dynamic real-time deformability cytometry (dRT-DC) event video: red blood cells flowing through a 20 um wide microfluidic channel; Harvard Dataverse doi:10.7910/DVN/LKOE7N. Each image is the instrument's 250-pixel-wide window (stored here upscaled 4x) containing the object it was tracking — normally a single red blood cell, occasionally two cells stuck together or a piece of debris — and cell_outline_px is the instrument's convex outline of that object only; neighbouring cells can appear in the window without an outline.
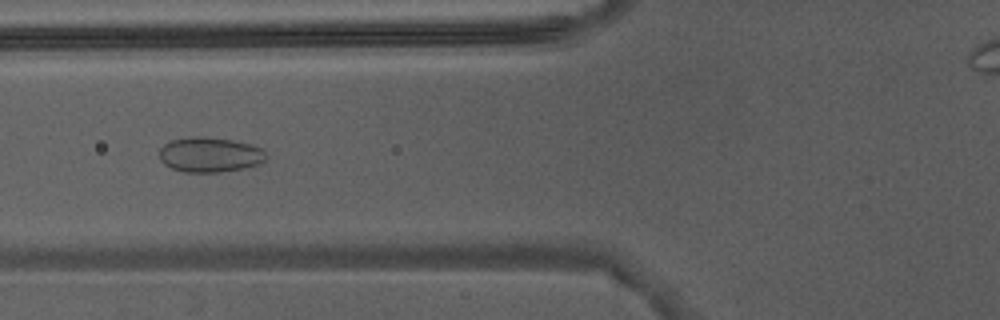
{"species": "Egyptian fruit bat (a non-hibernating species)", "species_latin": "Rousettus aegyptiacus", "temperature_condition": "warm", "stored_images_in_passage": 35, "camera_frame_rate_fps": 3000, "um_per_image_px": 0.085, "animal": {"sex": "male"}, "frame": {"image": 1, "passage_image": 7, "time_ms": 2.0, "image_size_px": [1000, 320], "cell_outline_px": [[268, 156], [260, 164], [244, 168], [220, 172], [184, 172], [172, 168], [164, 164], [160, 160], [160, 148], [164, 144], [172, 140], [192, 136], [204, 136], [232, 140], [252, 144], [260, 148]], "centroid_in_image_um": [17.84, 13.14], "position_along_channel_um": 108.0, "area_um2": 21.85}}
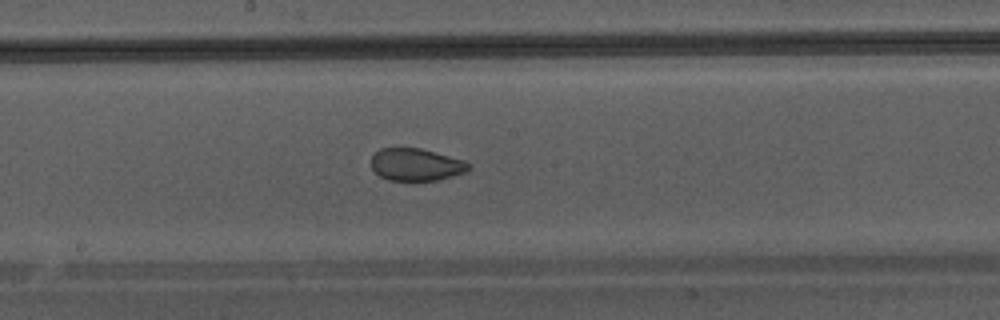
{"frame": {"image": 2, "passage_image": 14, "time_ms": 4.333, "image_size_px": [1000, 320], "cell_outline_px": [[468, 172], [436, 180], [388, 180], [380, 176], [372, 168], [372, 156], [380, 148], [420, 148], [464, 160], [468, 164]], "centroid_in_image_um": [35.35, 13.99], "position_along_channel_um": 212.8, "area_um2": 18.15}}
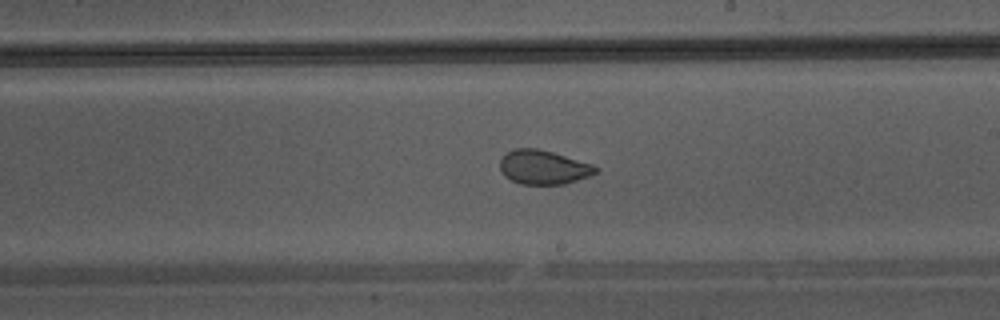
{"frame": {"image": 3, "passage_image": 16, "time_ms": 5.0, "image_size_px": [1000, 320], "cell_outline_px": [[600, 168], [596, 172], [588, 176], [564, 184], [520, 184], [504, 176], [500, 168], [500, 160], [512, 148], [536, 148], [552, 152], [592, 164]], "centroid_in_image_um": [46.17, 14.21], "position_along_channel_um": 242.8, "area_um2": 18.84}}